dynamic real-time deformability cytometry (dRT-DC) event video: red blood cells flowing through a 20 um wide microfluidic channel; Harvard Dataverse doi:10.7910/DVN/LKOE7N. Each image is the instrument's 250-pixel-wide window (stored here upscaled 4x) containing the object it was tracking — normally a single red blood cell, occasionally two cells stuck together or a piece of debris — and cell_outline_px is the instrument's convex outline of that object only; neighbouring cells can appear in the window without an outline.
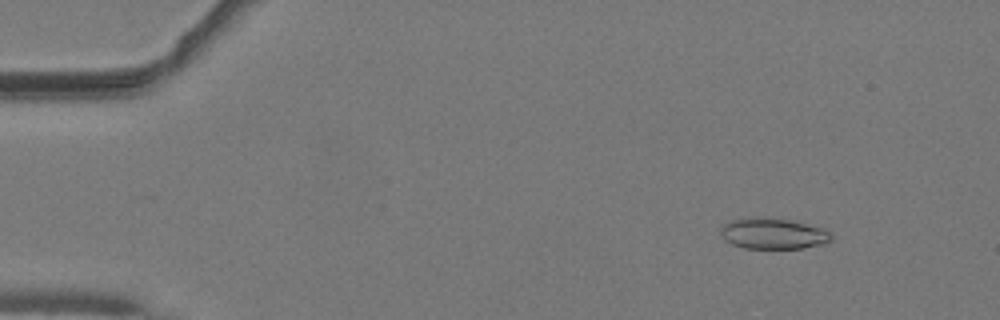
{"species": "common noctule bat (a hibernating species)", "species_latin": "Nyctalus noctula", "temperature_condition": "warm", "stored_images_in_passage": 10, "camera_frame_rate_fps": 3000, "um_per_image_px": 0.085, "animal": {"sex": "male", "body_mass_g": 19.2, "forearm_length_mm": 51.8}, "frame": {"image": 1, "passage_image": 6, "time_ms": 1.667, "image_size_px": [1000, 320], "cell_outline_px": [[832, 240], [824, 244], [804, 248], [744, 248], [732, 244], [724, 240], [720, 236], [720, 228], [724, 224], [732, 220], [752, 216], [760, 216], [788, 220], [824, 228], [832, 236]], "centroid_in_image_um": [65.68, 19.85], "position_along_channel_um": 19.3, "area_um2": 20.11}}